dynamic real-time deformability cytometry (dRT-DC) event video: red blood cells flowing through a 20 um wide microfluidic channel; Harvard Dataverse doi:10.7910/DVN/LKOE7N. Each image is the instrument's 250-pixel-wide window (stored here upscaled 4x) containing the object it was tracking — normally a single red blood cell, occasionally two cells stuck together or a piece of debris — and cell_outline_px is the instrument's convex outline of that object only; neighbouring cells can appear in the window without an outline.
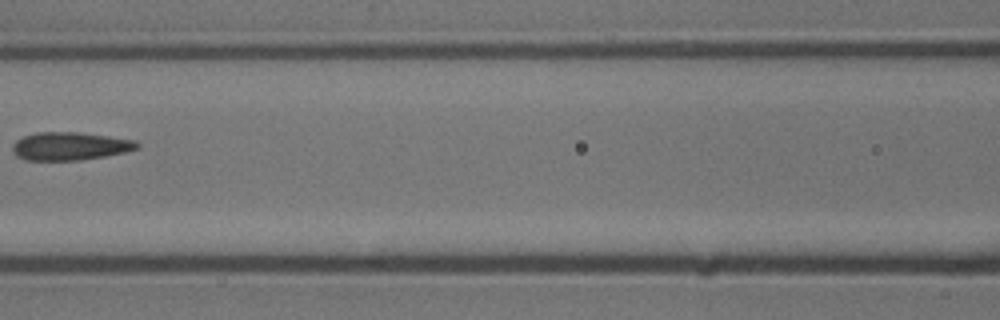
{"species": "common noctule bat (a hibernating species)", "species_latin": "Nyctalus noctula", "temperature_condition": "cold", "stored_images_in_passage": 6, "camera_frame_rate_fps": 3000, "um_per_image_px": 0.085, "animal": {"sex": "male", "body_mass_g": 13.3}, "frame": {"image": 1, "passage_image": 6, "time_ms": 1.667, "image_size_px": [1000, 320], "cell_outline_px": [[140, 148], [124, 152], [104, 156], [80, 160], [28, 160], [16, 156], [12, 152], [12, 144], [16, 140], [24, 136], [36, 132], [80, 132], [136, 140], [140, 144]], "centroid_in_image_um": [5.94, 12.42], "position_along_channel_um": 160.7, "area_um2": 20.46}}